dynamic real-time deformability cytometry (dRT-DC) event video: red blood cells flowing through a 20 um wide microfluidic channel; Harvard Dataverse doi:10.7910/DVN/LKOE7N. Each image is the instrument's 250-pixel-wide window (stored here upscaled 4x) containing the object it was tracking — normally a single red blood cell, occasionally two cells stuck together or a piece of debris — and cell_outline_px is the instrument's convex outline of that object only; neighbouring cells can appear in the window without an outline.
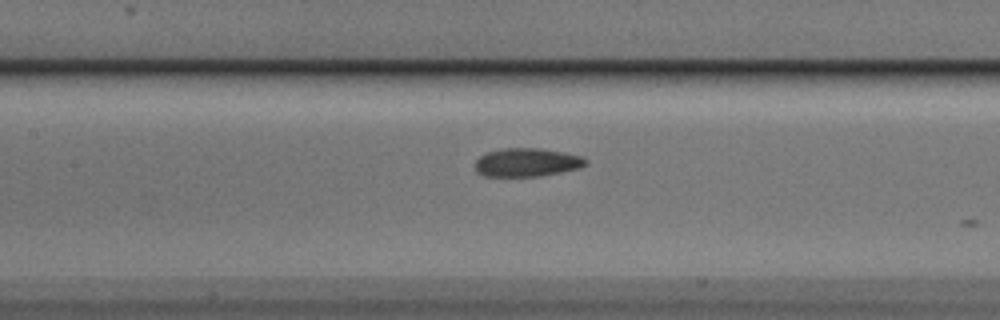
{"species": "Egyptian fruit bat (a non-hibernating species)", "species_latin": "Rousettus aegyptiacus", "temperature_condition": "cold", "stored_images_in_passage": 8, "camera_frame_rate_fps": 3000, "um_per_image_px": 0.085, "animal": {"sex": "male"}, "frame": {"image": 1, "passage_image": 6, "time_ms": 1.667, "image_size_px": [1000, 320], "cell_outline_px": [[588, 164], [580, 168], [540, 176], [484, 176], [476, 172], [476, 160], [480, 156], [488, 152], [504, 148], [540, 148], [564, 152], [580, 156], [588, 160]], "centroid_in_image_um": [44.8, 13.8], "position_along_channel_um": 162.6, "area_um2": 18.32}}